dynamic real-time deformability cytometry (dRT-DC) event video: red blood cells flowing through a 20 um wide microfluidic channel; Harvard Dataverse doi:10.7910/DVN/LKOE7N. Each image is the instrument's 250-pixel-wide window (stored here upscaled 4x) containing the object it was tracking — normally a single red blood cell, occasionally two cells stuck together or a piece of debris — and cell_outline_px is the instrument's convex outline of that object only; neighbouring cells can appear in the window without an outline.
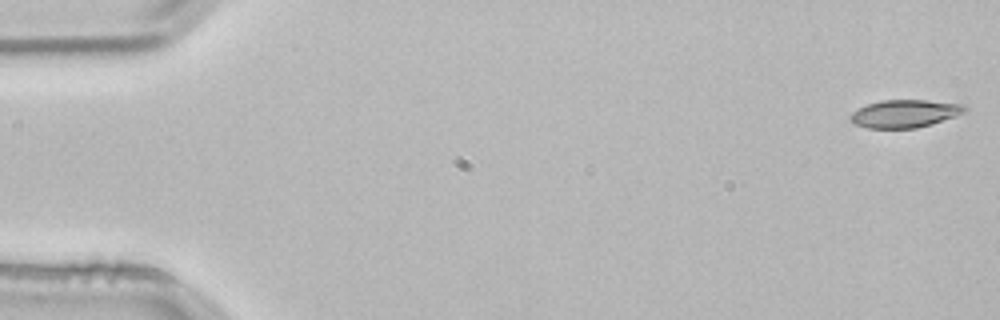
{"species": "common noctule bat (a hibernating species)", "species_latin": "Nyctalus noctula", "temperature_condition": "room temperature", "stored_images_in_passage": 4, "camera_frame_rate_fps": 3000, "um_per_image_px": 0.085, "animal": {"sex": "male", "body_mass_g": 21.5, "forearm_length_mm": 52.0}, "frame": {"image": 1, "passage_image": 1, "time_ms": 0.0, "image_size_px": [1000, 320], "cell_outline_px": [[968, 112], [932, 124], [916, 128], [868, 128], [856, 124], [848, 120], [848, 116], [852, 112], [868, 104], [880, 100], [924, 100], [964, 104], [968, 108]], "centroid_in_image_um": [76.93, 9.66], "position_along_channel_um": 8.1, "area_um2": 18.67}}
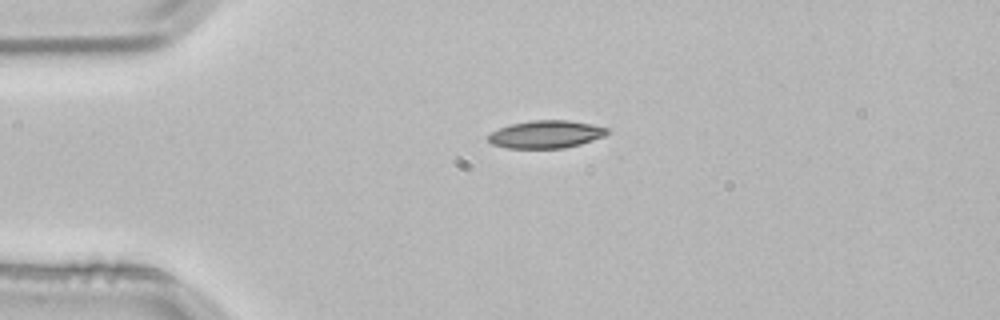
{"frame": {"image": 2, "passage_image": 3, "time_ms": 0.667, "image_size_px": [1000, 320], "cell_outline_px": [[608, 132], [604, 136], [580, 144], [564, 148], [508, 148], [492, 144], [488, 140], [488, 136], [492, 132], [500, 128], [512, 124], [532, 120], [568, 120], [592, 124], [608, 128]], "centroid_in_image_um": [46.42, 11.41], "position_along_channel_um": 38.6, "area_um2": 19.02}}
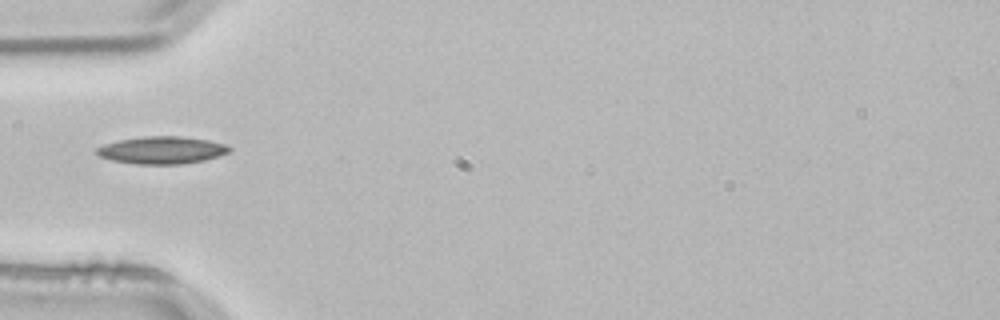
{"frame": {"image": 3, "passage_image": 4, "time_ms": 1.0, "image_size_px": [1000, 320], "cell_outline_px": [[232, 148], [228, 152], [220, 156], [204, 160], [184, 164], [136, 164], [112, 160], [100, 156], [96, 152], [96, 148], [104, 144], [120, 140], [140, 136], [184, 136], [208, 140], [224, 144]], "centroid_in_image_um": [13.77, 12.76], "position_along_channel_um": 71.2, "area_um2": 21.21}}